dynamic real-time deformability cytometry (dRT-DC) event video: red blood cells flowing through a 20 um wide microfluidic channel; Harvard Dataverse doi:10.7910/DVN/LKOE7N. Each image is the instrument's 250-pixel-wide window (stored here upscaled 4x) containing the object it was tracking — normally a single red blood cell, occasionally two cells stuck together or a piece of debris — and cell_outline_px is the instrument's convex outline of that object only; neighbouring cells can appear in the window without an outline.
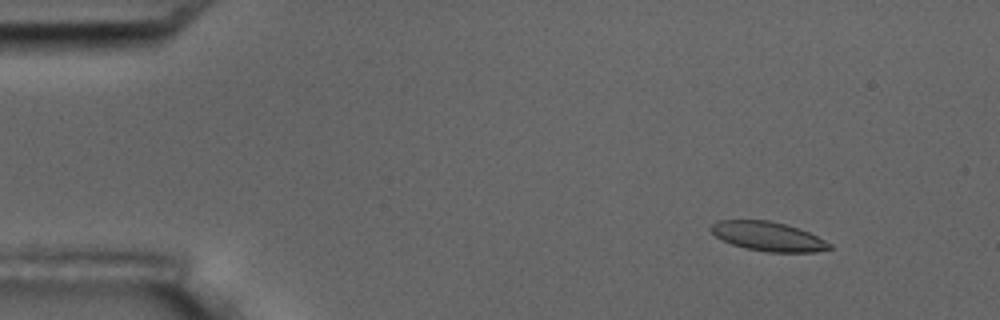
{"species": "common noctule bat (a hibernating species)", "species_latin": "Nyctalus noctula", "temperature_condition": "room temperature", "stored_images_in_passage": 5, "camera_frame_rate_fps": 3000, "um_per_image_px": 0.085, "animal": {"sex": "male", "body_mass_g": 17.5, "forearm_length_mm": 52.3}, "frame": {"image": 1, "passage_image": 2, "time_ms": 1.0, "image_size_px": [1000, 320], "cell_outline_px": [[832, 248], [812, 252], [768, 252], [748, 248], [732, 244], [716, 236], [708, 228], [716, 220], [768, 220], [784, 224], [808, 232], [832, 244]], "centroid_in_image_um": [65.26, 20.08], "position_along_channel_um": 19.7, "area_um2": 19.88}}
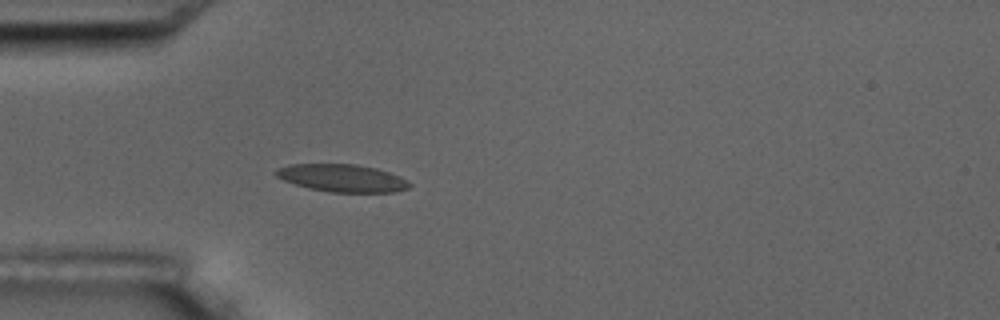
{"frame": {"image": 2, "passage_image": 5, "time_ms": 4.333, "image_size_px": [1000, 320], "cell_outline_px": [[412, 184], [408, 188], [396, 192], [328, 192], [308, 188], [284, 180], [276, 176], [272, 172], [276, 168], [288, 164], [356, 164], [376, 168], [400, 176], [408, 180]], "centroid_in_image_um": [29.07, 15.13], "position_along_channel_um": 55.9, "area_um2": 21.62}}